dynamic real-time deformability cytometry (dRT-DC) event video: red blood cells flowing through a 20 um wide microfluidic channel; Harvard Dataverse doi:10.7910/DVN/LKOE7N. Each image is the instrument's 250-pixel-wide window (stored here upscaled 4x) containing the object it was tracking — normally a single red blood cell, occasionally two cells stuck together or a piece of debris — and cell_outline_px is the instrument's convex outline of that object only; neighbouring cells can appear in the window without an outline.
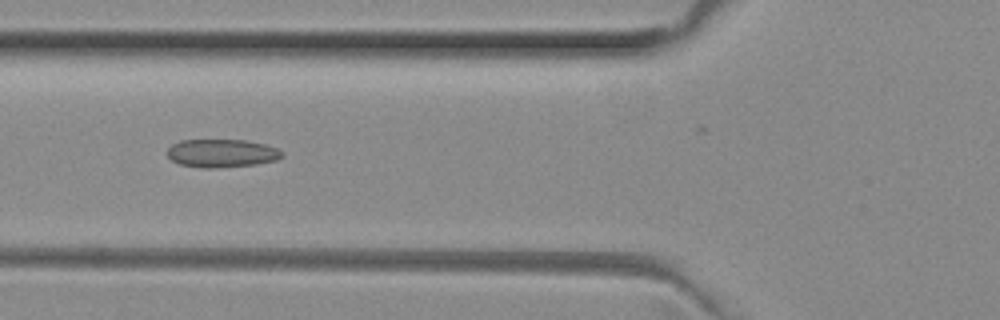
{"species": "common noctule bat (a hibernating species)", "species_latin": "Nyctalus noctula", "temperature_condition": "room temperature", "stored_images_in_passage": 36, "camera_frame_rate_fps": 3000, "um_per_image_px": 0.085, "animal": {"sex": "female", "body_mass_g": 29.2, "forearm_length_mm": 56.3}, "frame": {"image": 1, "passage_image": 10, "time_ms": 3.0, "image_size_px": [1000, 320], "cell_outline_px": [[284, 156], [276, 160], [256, 164], [216, 168], [200, 168], [180, 164], [172, 160], [168, 156], [168, 148], [172, 144], [180, 140], [244, 140], [264, 144], [276, 148], [284, 152]], "centroid_in_image_um": [18.85, 13.03], "position_along_channel_um": 106.9, "area_um2": 18.84}}
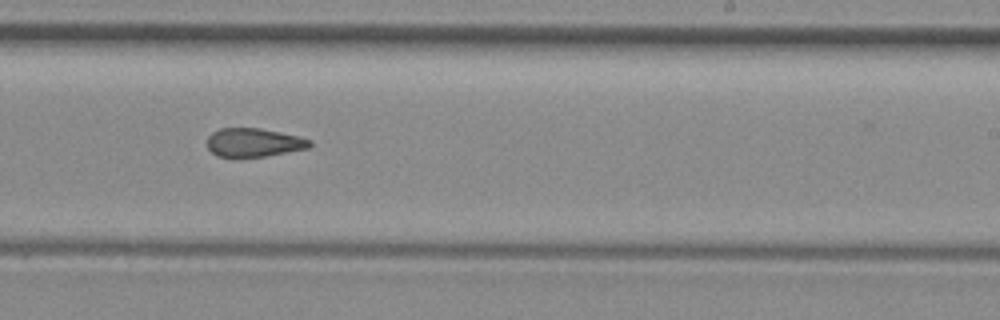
{"frame": {"image": 2, "passage_image": 22, "time_ms": 7.0, "image_size_px": [1000, 320], "cell_outline_px": [[312, 144], [308, 148], [264, 156], [216, 156], [208, 148], [208, 136], [212, 132], [220, 128], [260, 128], [280, 132], [312, 140]], "centroid_in_image_um": [21.56, 12.1], "position_along_channel_um": 267.4, "area_um2": 16.82}}
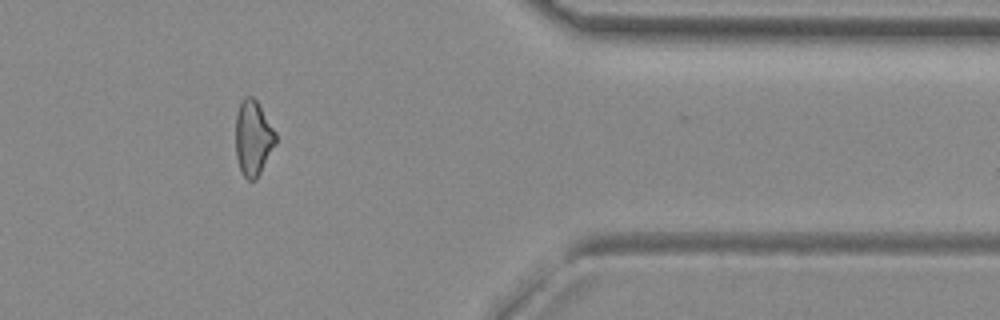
{"frame": {"image": 3, "passage_image": 33, "time_ms": 10.667, "image_size_px": [1000, 320], "cell_outline_px": [[276, 144], [256, 180], [248, 180], [244, 176], [240, 168], [236, 156], [236, 116], [240, 104], [244, 96], [252, 96], [256, 100], [276, 132]], "centroid_in_image_um": [21.52, 11.74], "position_along_channel_um": 389.9, "area_um2": 17.4}, "authors_computed_cell_mechanics": {"area_um2": 18.3226, "velocity_mm_per_s": 4.0191, "shape_relaxation_time_tau1_ms": null, "shape_relaxation_time_tau2_ms": 3.3057, "deformation_change_tau1": null, "deformation_change_tau2": 0.1034}}